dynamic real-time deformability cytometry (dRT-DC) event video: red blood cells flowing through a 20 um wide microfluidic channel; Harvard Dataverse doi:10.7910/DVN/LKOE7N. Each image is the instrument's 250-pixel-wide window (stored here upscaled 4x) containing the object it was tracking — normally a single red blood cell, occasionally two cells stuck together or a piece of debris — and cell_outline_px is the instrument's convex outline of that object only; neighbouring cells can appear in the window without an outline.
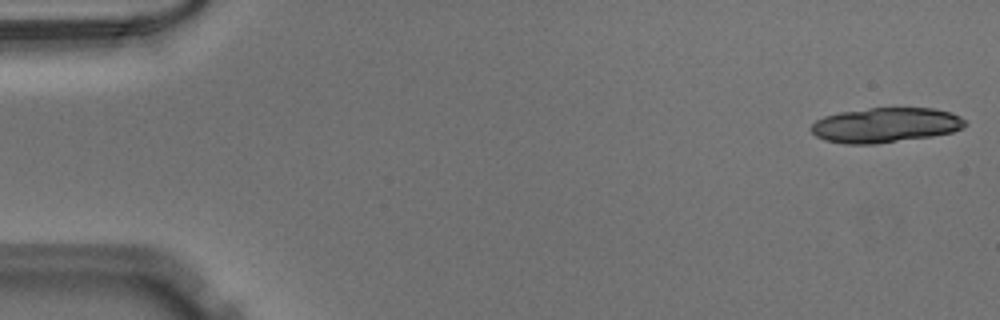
{"species": "Egyptian fruit bat (a non-hibernating species)", "species_latin": "Rousettus aegyptiacus", "temperature_condition": "warm", "stored_images_in_passage": 17, "camera_frame_rate_fps": 3000, "um_per_image_px": 0.085, "animal": {"sex": "male"}, "frame": {"image": 1, "passage_image": 1, "time_ms": 0.0, "image_size_px": [1000, 320], "cell_outline_px": [[968, 124], [964, 128], [952, 132], [932, 136], [876, 144], [844, 144], [824, 140], [816, 136], [808, 128], [816, 120], [824, 116], [840, 112], [868, 108], [932, 108], [952, 112], [968, 120]], "centroid_in_image_um": [75.29, 10.63], "position_along_channel_um": 9.7, "area_um2": 31.67}}